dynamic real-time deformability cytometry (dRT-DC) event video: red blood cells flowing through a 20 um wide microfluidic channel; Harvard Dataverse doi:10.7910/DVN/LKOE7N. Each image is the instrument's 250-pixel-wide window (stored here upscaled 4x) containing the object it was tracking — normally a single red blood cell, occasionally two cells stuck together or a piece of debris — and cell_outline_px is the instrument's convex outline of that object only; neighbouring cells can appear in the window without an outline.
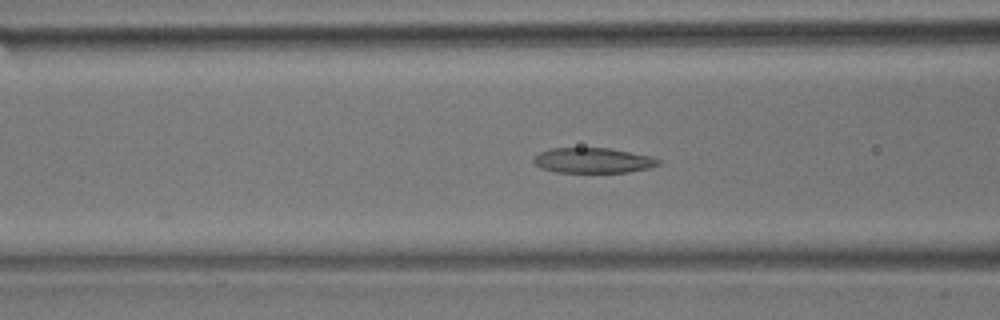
{"species": "common noctule bat (a hibernating species)", "species_latin": "Nyctalus noctula", "temperature_condition": "room temperature", "stored_images_in_passage": 36, "camera_frame_rate_fps": 3000, "um_per_image_px": 0.085, "animal": {"sex": "male", "body_mass_g": 17.9}, "frame": {"image": 1, "passage_image": 5, "time_ms": 1.333, "image_size_px": [1000, 320], "cell_outline_px": [[660, 164], [648, 168], [628, 172], [556, 172], [540, 168], [532, 160], [532, 156], [540, 152], [552, 148], [608, 148], [652, 156], [660, 160]], "centroid_in_image_um": [50.38, 13.63], "position_along_channel_um": 116.2, "area_um2": 18.32}}
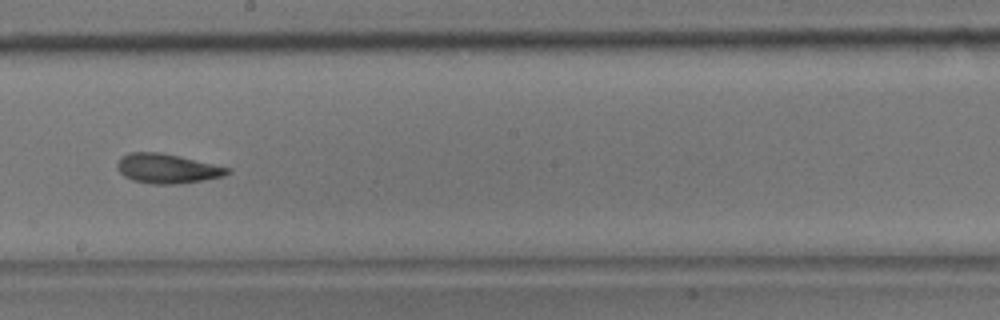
{"frame": {"image": 2, "passage_image": 14, "time_ms": 4.333, "image_size_px": [1000, 320], "cell_outline_px": [[232, 172], [224, 176], [204, 180], [180, 184], [152, 184], [132, 180], [124, 176], [116, 168], [116, 164], [120, 156], [128, 152], [160, 152], [180, 156], [232, 168]], "centroid_in_image_um": [14.21, 14.32], "position_along_channel_um": 234.0, "area_um2": 19.31}}
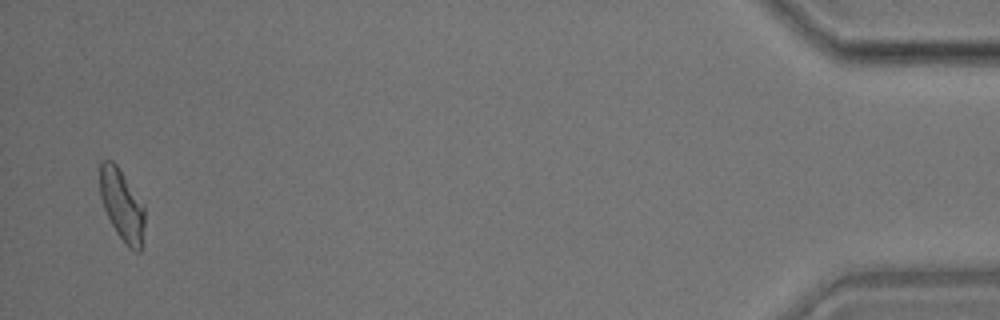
{"frame": {"image": 3, "passage_image": 35, "time_ms": 11.333, "image_size_px": [1000, 320], "cell_outline_px": [[144, 224], [140, 252], [136, 252], [128, 248], [124, 244], [116, 232], [104, 208], [100, 196], [100, 160], [112, 160], [116, 164], [144, 204]], "centroid_in_image_um": [10.37, 17.44], "position_along_channel_um": 424.8, "area_um2": 18.61}}